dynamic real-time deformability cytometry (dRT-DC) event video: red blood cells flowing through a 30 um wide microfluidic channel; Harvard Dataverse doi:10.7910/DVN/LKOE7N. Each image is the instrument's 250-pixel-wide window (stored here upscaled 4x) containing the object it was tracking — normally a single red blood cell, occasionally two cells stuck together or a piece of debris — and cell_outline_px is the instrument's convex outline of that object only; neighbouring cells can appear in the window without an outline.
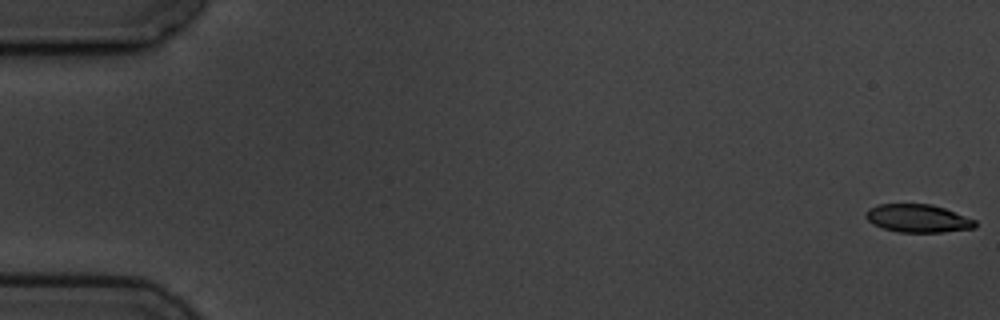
{"species": "common noctule bat (a hibernating species)", "species_latin": "Nyctalus noctula", "temperature_condition": "cold", "stored_images_in_passage": 4, "camera_frame_rate_fps": 3000, "um_per_image_px": 0.085, "animal": {"sex": "male", "body_mass_g": 19.5, "forearm_length_mm": 54.6}, "frame": {"image": 1, "passage_image": 1, "time_ms": 0.0, "image_size_px": [1000, 320], "cell_outline_px": [[976, 228], [944, 232], [896, 232], [872, 224], [864, 216], [868, 208], [880, 204], [932, 204], [944, 208], [976, 220]], "centroid_in_image_um": [78.01, 18.56], "position_along_channel_um": 7.0, "area_um2": 17.92}}
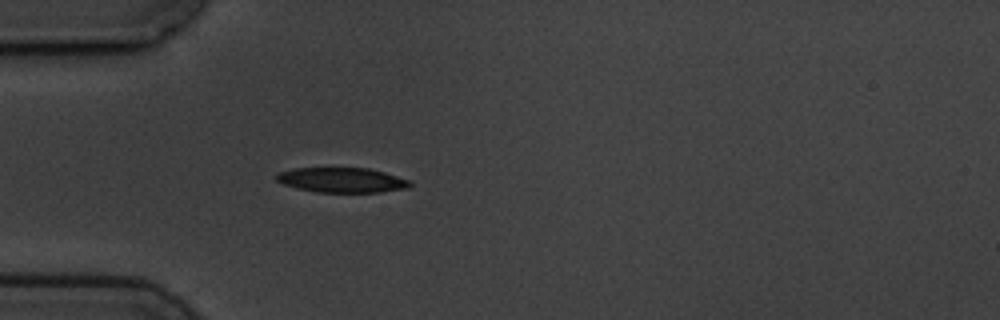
{"frame": {"image": 2, "passage_image": 4, "time_ms": 5.333, "image_size_px": [1000, 320], "cell_outline_px": [[412, 184], [408, 188], [380, 192], [316, 192], [296, 188], [284, 184], [276, 180], [276, 176], [280, 172], [296, 168], [368, 168], [384, 172], [412, 180]], "centroid_in_image_um": [29.11, 15.31], "position_along_channel_um": 55.9, "area_um2": 19.36}}